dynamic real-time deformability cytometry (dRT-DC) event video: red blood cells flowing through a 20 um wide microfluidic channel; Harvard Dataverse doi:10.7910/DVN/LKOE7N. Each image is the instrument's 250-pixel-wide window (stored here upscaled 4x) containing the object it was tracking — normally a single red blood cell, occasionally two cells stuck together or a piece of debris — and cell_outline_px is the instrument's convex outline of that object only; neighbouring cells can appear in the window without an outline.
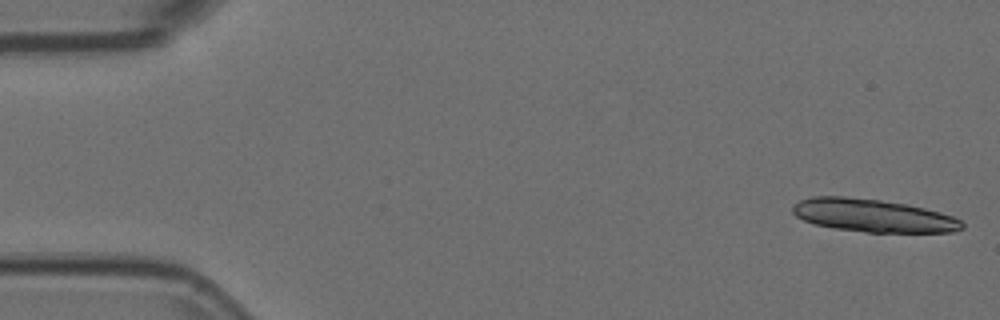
{"species": "Egyptian fruit bat (a non-hibernating species)", "species_latin": "Rousettus aegyptiacus", "temperature_condition": "room temperature", "stored_images_in_passage": 5, "camera_frame_rate_fps": 3000, "um_per_image_px": 0.085, "animal": {"sex": "female"}, "frame": {"image": 1, "passage_image": 1, "time_ms": 0.0, "image_size_px": [1000, 320], "cell_outline_px": [[964, 228], [956, 232], [868, 232], [836, 228], [812, 224], [796, 216], [792, 212], [792, 204], [800, 200], [812, 196], [848, 196], [880, 200], [908, 204], [940, 212], [952, 216], [960, 220], [964, 224]], "centroid_in_image_um": [74.19, 18.31], "position_along_channel_um": 10.8, "area_um2": 32.66}}
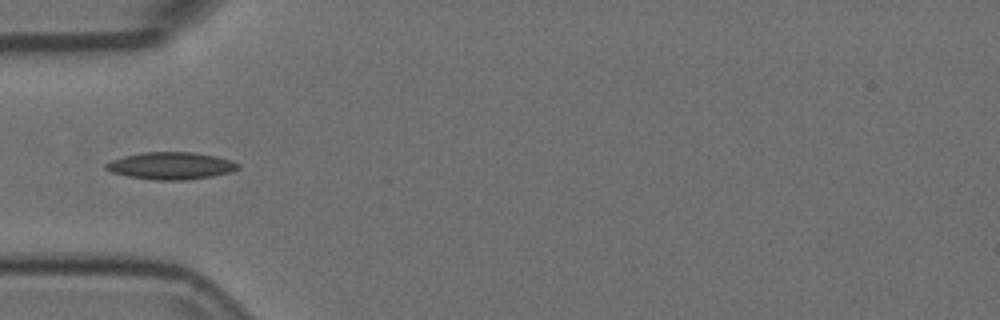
{"frame": {"image": 2, "passage_image": 5, "time_ms": 1.333, "image_size_px": [1000, 320], "cell_outline_px": [[240, 168], [232, 172], [212, 176], [188, 180], [156, 180], [128, 176], [112, 172], [104, 168], [104, 164], [112, 160], [124, 156], [144, 152], [192, 152], [216, 156], [232, 160], [240, 164]], "centroid_in_image_um": [14.57, 14.09], "position_along_channel_um": 70.4, "area_um2": 21.04}}